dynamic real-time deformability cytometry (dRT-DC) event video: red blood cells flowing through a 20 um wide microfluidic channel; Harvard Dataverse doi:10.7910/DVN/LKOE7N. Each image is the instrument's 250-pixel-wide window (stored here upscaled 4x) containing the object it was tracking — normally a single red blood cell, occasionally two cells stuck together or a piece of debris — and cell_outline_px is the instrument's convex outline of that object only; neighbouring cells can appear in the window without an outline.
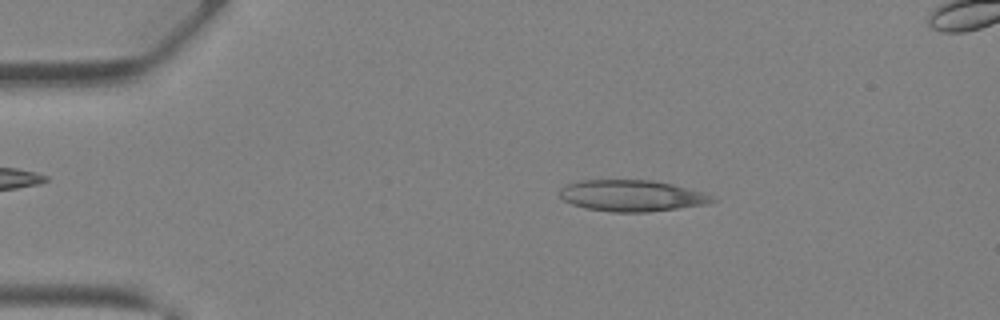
{"species": "Egyptian fruit bat (a non-hibernating species)", "species_latin": "Rousettus aegyptiacus", "temperature_condition": "warm", "stored_images_in_passage": 39, "camera_frame_rate_fps": 3000, "um_per_image_px": 0.085, "animal": {"sex": "female"}, "frame": {"image": 1, "passage_image": 7, "time_ms": 2.0, "image_size_px": [1000, 320], "cell_outline_px": [[720, 200], [708, 204], [648, 212], [612, 212], [584, 208], [572, 204], [564, 200], [560, 196], [560, 188], [568, 184], [580, 180], [652, 180], [672, 184], [704, 192]], "centroid_in_image_um": [53.73, 16.64], "position_along_channel_um": 31.3, "area_um2": 27.98}}
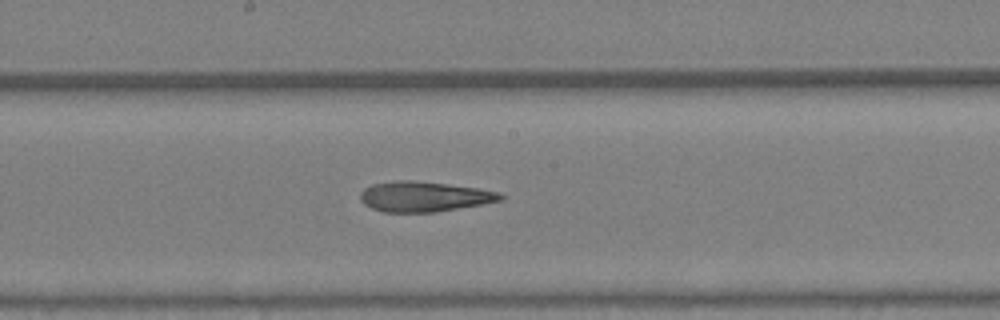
{"frame": {"image": 2, "passage_image": 21, "time_ms": 6.667, "image_size_px": [1000, 320], "cell_outline_px": [[504, 200], [436, 212], [384, 212], [372, 208], [364, 204], [360, 200], [360, 192], [364, 188], [372, 184], [396, 180], [412, 180], [448, 184], [476, 188], [496, 192], [504, 196]], "centroid_in_image_um": [36.0, 16.71], "position_along_channel_um": 212.2, "area_um2": 24.57}}
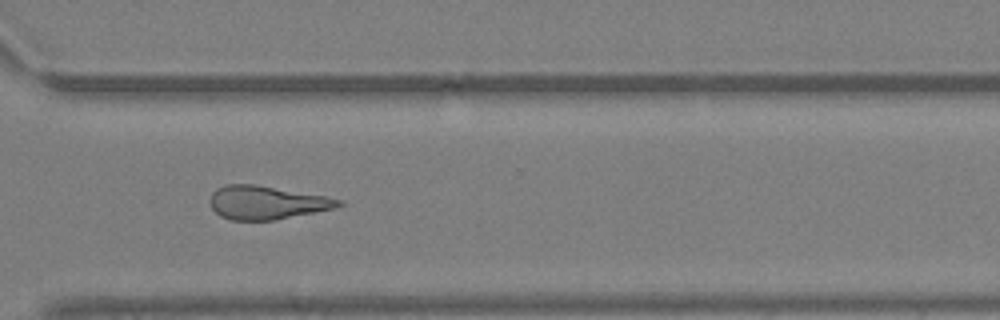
{"frame": {"image": 3, "passage_image": 29, "time_ms": 9.333, "image_size_px": [1000, 320], "cell_outline_px": [[344, 204], [332, 208], [276, 220], [232, 220], [220, 216], [212, 208], [208, 200], [212, 192], [216, 188], [228, 184], [252, 184], [324, 196], [344, 200]], "centroid_in_image_um": [22.61, 17.22], "position_along_channel_um": 348.0, "area_um2": 24.8}}